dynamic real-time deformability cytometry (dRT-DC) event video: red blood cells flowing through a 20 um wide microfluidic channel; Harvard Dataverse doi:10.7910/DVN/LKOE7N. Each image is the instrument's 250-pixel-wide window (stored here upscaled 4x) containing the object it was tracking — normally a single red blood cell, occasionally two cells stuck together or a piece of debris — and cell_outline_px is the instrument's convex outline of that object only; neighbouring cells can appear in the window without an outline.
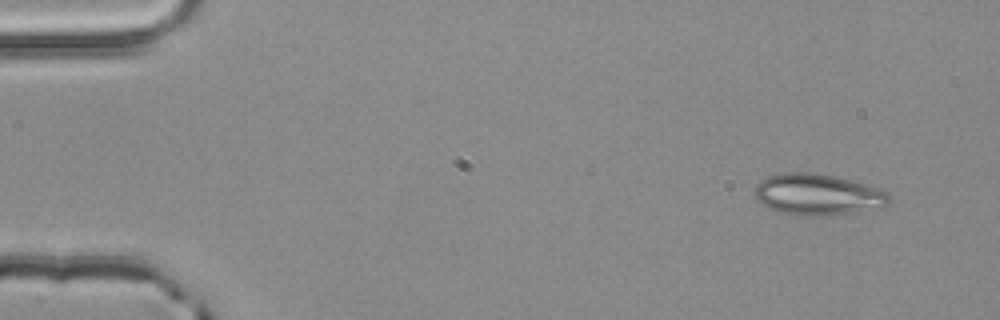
{"species": "common noctule bat (a hibernating species)", "species_latin": "Nyctalus noctula", "temperature_condition": "room temperature", "stored_images_in_passage": 2, "camera_frame_rate_fps": 3000, "um_per_image_px": 0.085, "animal": {"sex": "male", "body_mass_g": 20.4}, "frame": {"image": 1, "passage_image": 1, "time_ms": 0.0, "image_size_px": [1000, 320], "cell_outline_px": [[888, 204], [884, 208], [828, 216], [804, 216], [780, 212], [768, 208], [756, 196], [756, 184], [760, 180], [768, 176], [788, 172], [812, 172], [836, 176], [864, 184], [888, 192]], "centroid_in_image_um": [69.53, 16.54], "position_along_channel_um": 15.5, "area_um2": 32.31}}